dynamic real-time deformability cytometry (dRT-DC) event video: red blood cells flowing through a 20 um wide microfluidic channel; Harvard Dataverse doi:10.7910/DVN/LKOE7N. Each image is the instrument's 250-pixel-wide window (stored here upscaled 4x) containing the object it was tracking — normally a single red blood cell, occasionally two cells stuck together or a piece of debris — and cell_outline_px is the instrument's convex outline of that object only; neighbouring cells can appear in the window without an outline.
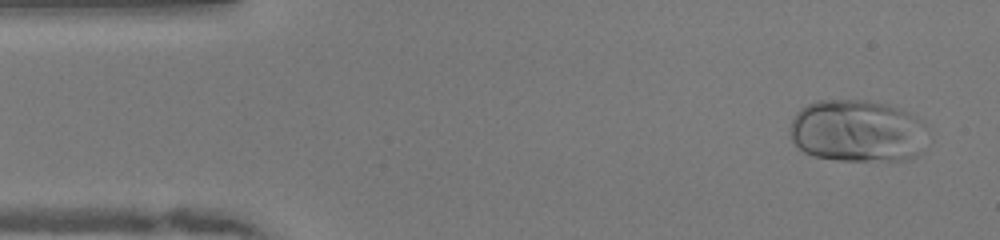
{"species": "human", "species_latin": "Homo sapiens", "temperature_condition": "warm", "stored_images_in_passage": 49, "camera_frame_rate_fps": 3000, "um_per_image_px": 0.085, "donor": {"sex": "female"}, "frame": {"image": 1, "passage_image": 3, "time_ms": 0.667, "image_size_px": [1000, 240], "cell_outline_px": [[924, 124], [920, 152], [916, 156], [908, 160], [836, 160], [816, 156], [804, 152], [792, 140], [788, 132], [792, 120], [796, 112], [800, 108], [816, 100], [868, 100], [888, 104], [908, 112], [924, 120]], "centroid_in_image_um": [72.83, 11.12], "position_along_channel_um": 12.2, "area_um2": 50.05}}
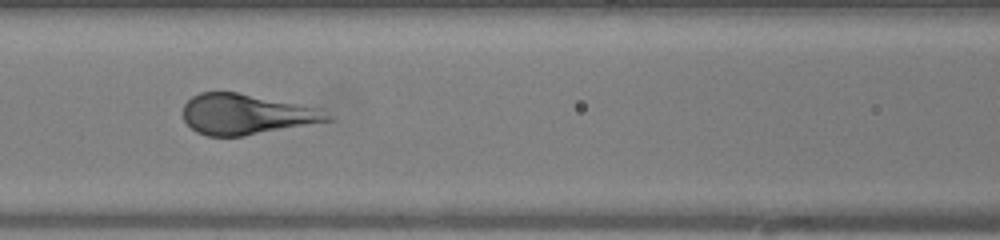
{"frame": {"image": 2, "passage_image": 20, "time_ms": 6.333, "image_size_px": [1000, 240], "cell_outline_px": [[336, 120], [244, 136], [208, 136], [196, 132], [184, 120], [184, 104], [192, 96], [200, 92], [236, 92], [320, 108], [332, 116]], "centroid_in_image_um": [20.97, 9.72], "position_along_channel_um": 145.6, "area_um2": 34.04}}
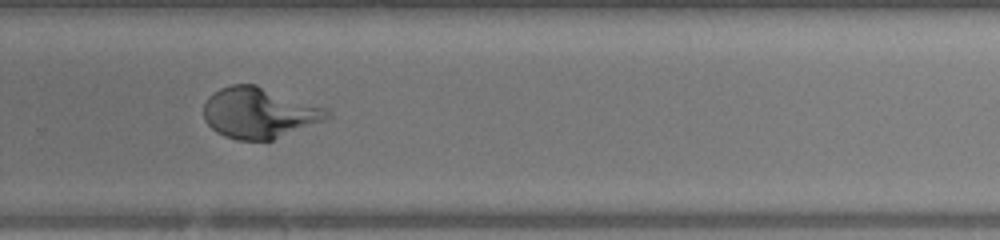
{"frame": {"image": 3, "passage_image": 32, "time_ms": 10.333, "image_size_px": [1000, 240], "cell_outline_px": [[332, 116], [324, 120], [272, 140], [236, 140], [224, 136], [216, 132], [204, 120], [204, 104], [208, 96], [220, 88], [232, 84], [256, 84], [328, 108], [332, 112]], "centroid_in_image_um": [22.03, 9.58], "position_along_channel_um": 307.8, "area_um2": 36.7}}